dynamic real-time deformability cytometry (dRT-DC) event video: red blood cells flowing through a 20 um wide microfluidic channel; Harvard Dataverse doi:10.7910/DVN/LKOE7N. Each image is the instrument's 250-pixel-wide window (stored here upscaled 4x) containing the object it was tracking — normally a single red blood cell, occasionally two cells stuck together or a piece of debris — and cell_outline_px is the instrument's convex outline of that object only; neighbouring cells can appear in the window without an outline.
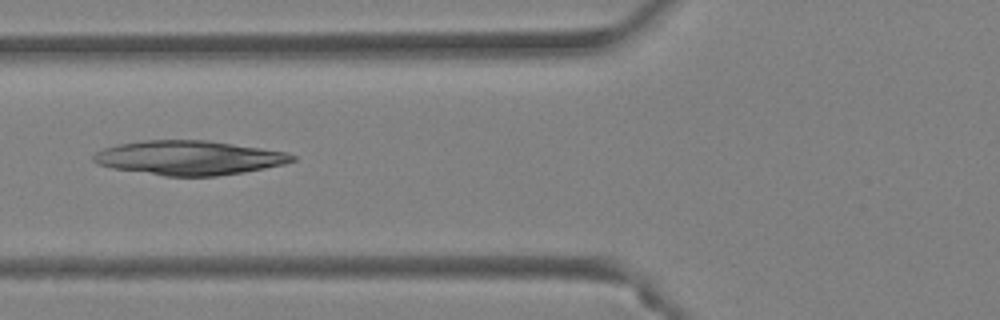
{"species": "Egyptian fruit bat (a non-hibernating species)", "species_latin": "Rousettus aegyptiacus", "temperature_condition": "warm", "stored_images_in_passage": 36, "camera_frame_rate_fps": 3000, "um_per_image_px": 0.085, "animal": {"sex": "female"}, "frame": {"image": 1, "passage_image": 8, "time_ms": 2.333, "image_size_px": [1000, 320], "cell_outline_px": [[296, 160], [284, 164], [244, 172], [216, 176], [164, 176], [112, 168], [100, 164], [92, 160], [92, 156], [96, 152], [104, 148], [116, 144], [144, 140], [208, 140], [288, 152], [296, 156]], "centroid_in_image_um": [16.07, 13.41], "position_along_channel_um": 109.7, "area_um2": 39.77}}
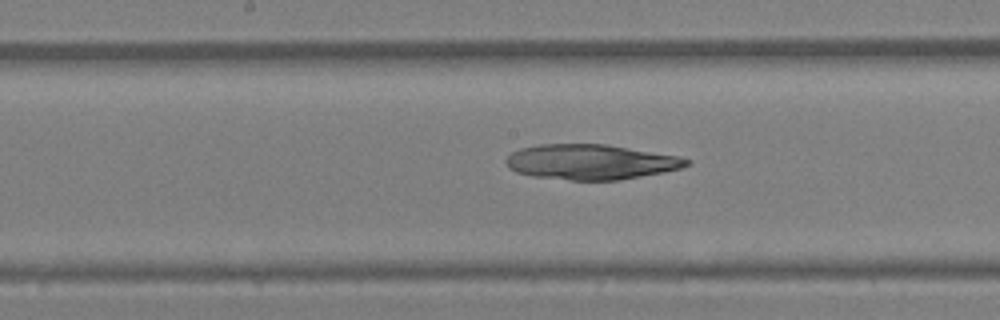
{"frame": {"image": 2, "passage_image": 14, "time_ms": 4.333, "image_size_px": [1000, 320], "cell_outline_px": [[692, 164], [680, 168], [664, 172], [620, 180], [572, 180], [532, 176], [516, 172], [508, 168], [504, 160], [512, 152], [520, 148], [540, 144], [604, 144], [680, 156], [692, 160]], "centroid_in_image_um": [50.22, 13.77], "position_along_channel_um": 198.0, "area_um2": 37.11}}
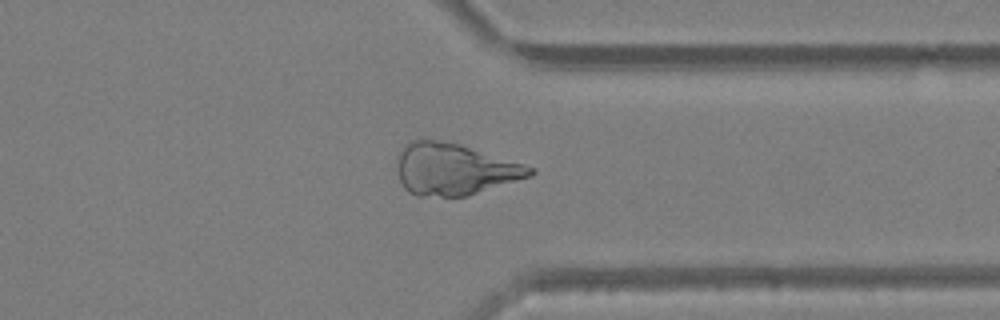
{"frame": {"image": 3, "passage_image": 26, "time_ms": 8.333, "image_size_px": [1000, 320], "cell_outline_px": [[536, 172], [532, 176], [468, 196], [416, 196], [408, 192], [404, 188], [400, 180], [396, 160], [404, 144], [408, 140], [436, 140], [460, 144], [524, 164], [536, 168]], "centroid_in_image_um": [38.62, 14.39], "position_along_channel_um": 372.8, "area_um2": 40.17}}